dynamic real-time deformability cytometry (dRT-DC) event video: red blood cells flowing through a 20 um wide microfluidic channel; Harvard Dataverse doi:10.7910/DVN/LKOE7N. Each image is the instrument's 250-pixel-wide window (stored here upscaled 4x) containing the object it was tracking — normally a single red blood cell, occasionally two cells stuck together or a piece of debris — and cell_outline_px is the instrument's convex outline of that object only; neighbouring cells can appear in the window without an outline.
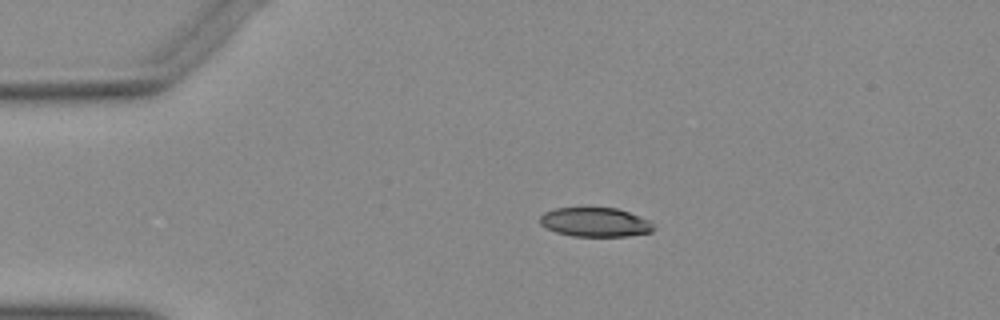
{"species": "Egyptian fruit bat (a non-hibernating species)", "species_latin": "Rousettus aegyptiacus", "temperature_condition": "warm", "stored_images_in_passage": 39, "camera_frame_rate_fps": 3000, "um_per_image_px": 0.085, "animal": {"sex": "female"}, "frame": {"image": 1, "passage_image": 1, "time_ms": 0.0, "image_size_px": [1000, 320], "cell_outline_px": [[656, 228], [652, 232], [628, 236], [572, 236], [556, 232], [544, 228], [540, 224], [540, 216], [544, 212], [556, 208], [616, 208], [652, 220]], "centroid_in_image_um": [50.62, 18.89], "position_along_channel_um": 34.4, "area_um2": 19.54}}
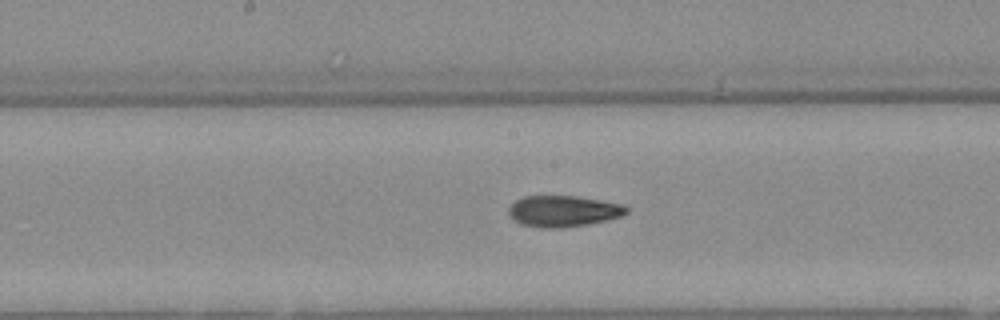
{"frame": {"image": 2, "passage_image": 17, "time_ms": 5.333, "image_size_px": [1000, 320], "cell_outline_px": [[628, 212], [620, 216], [588, 224], [560, 228], [540, 228], [520, 224], [512, 220], [508, 212], [508, 208], [516, 200], [524, 196], [576, 196], [624, 204], [628, 208]], "centroid_in_image_um": [47.84, 17.95], "position_along_channel_um": 200.4, "area_um2": 21.44}}
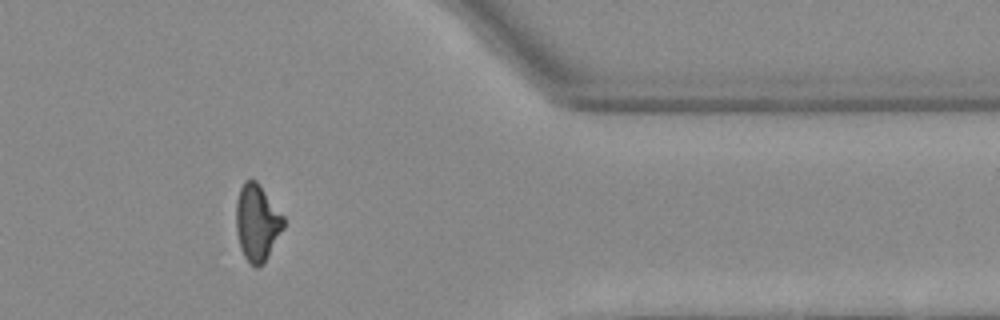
{"frame": {"image": 3, "passage_image": 33, "time_ms": 10.667, "image_size_px": [1000, 320], "cell_outline_px": [[284, 228], [264, 264], [256, 268], [244, 256], [240, 248], [236, 232], [236, 200], [240, 188], [244, 180], [256, 180], [260, 184], [284, 216]], "centroid_in_image_um": [21.85, 18.92], "position_along_channel_um": 389.5, "area_um2": 21.39}}